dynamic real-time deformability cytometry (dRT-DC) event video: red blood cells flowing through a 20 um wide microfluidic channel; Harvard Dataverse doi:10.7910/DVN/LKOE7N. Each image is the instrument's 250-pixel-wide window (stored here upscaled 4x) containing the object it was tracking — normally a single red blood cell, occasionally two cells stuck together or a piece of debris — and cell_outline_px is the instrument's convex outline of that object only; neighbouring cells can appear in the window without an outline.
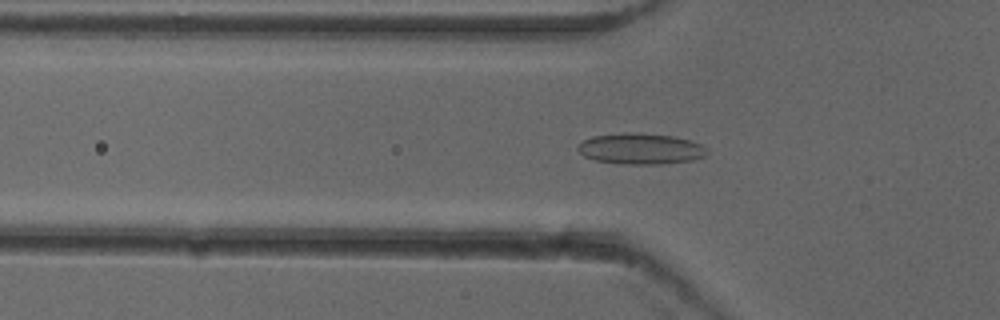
{"species": "common noctule bat (a hibernating species)", "species_latin": "Nyctalus noctula", "temperature_condition": "cold", "stored_images_in_passage": 53, "camera_frame_rate_fps": 3000, "um_per_image_px": 0.085, "animal": {"sex": "female"}, "frame": {"image": 1, "passage_image": 18, "time_ms": 5.667, "image_size_px": [1000, 320], "cell_outline_px": [[708, 152], [704, 156], [692, 160], [664, 164], [624, 164], [596, 160], [584, 156], [576, 148], [584, 140], [592, 136], [624, 132], [636, 132], [676, 136], [700, 144], [708, 148]], "centroid_in_image_um": [54.47, 12.63], "position_along_channel_um": 71.3, "area_um2": 23.41}}
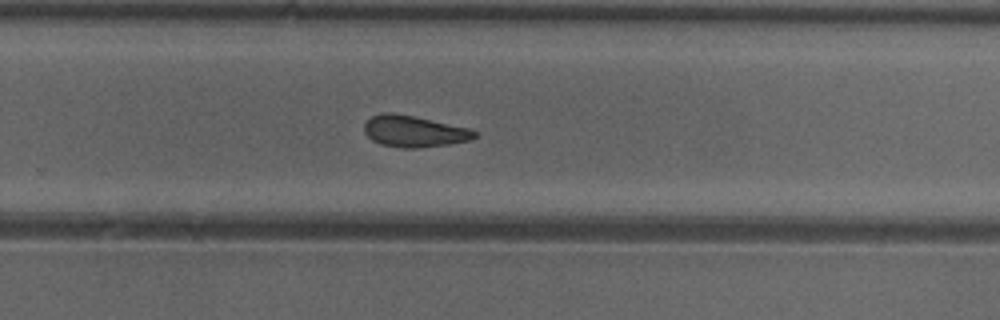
{"frame": {"image": 2, "passage_image": 35, "time_ms": 11.333, "image_size_px": [1000, 320], "cell_outline_px": [[476, 136], [468, 140], [452, 144], [416, 148], [400, 148], [380, 144], [372, 140], [364, 132], [364, 124], [372, 116], [384, 112], [392, 112], [416, 116], [468, 128], [476, 132]], "centroid_in_image_um": [35.16, 11.16], "position_along_channel_um": 294.6, "area_um2": 20.23}}
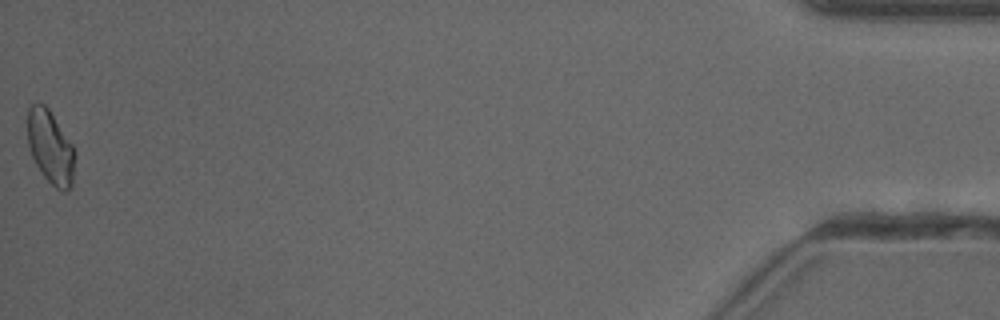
{"frame": {"image": 3, "passage_image": 53, "time_ms": 17.333, "image_size_px": [1000, 320], "cell_outline_px": [[72, 184], [64, 192], [60, 192], [44, 176], [36, 164], [32, 156], [28, 144], [28, 108], [32, 104], [44, 104], [48, 108], [72, 144]], "centroid_in_image_um": [4.25, 12.5], "position_along_channel_um": 431.0, "area_um2": 19.48}, "authors_computed_cell_mechanics": {"area_um2": 20.6346, "velocity_mm_per_s": 3.9289, "shape_relaxation_time_tau1_ms": null, "shape_relaxation_time_tau2_ms": 2.9126, "deformation_change_tau1": null, "deformation_change_tau2": 0.0762}}